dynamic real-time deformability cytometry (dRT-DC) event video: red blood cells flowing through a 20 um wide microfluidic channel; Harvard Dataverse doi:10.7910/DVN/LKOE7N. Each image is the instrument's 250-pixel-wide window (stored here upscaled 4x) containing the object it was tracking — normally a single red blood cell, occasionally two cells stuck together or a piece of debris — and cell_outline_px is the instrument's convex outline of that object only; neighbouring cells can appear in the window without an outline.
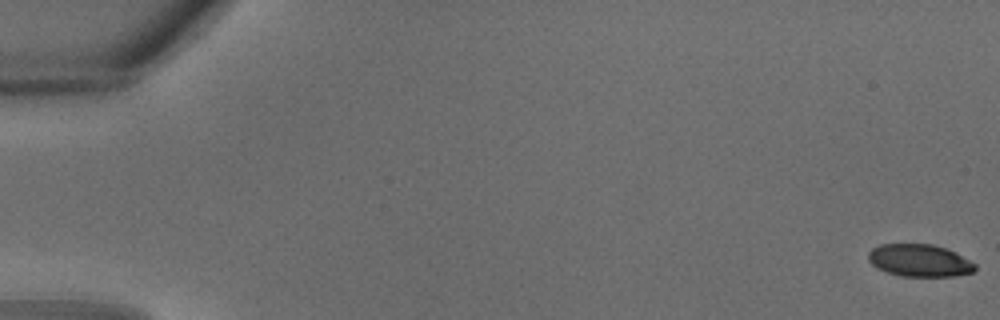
{"species": "common noctule bat (a hibernating species)", "species_latin": "Nyctalus noctula", "temperature_condition": "warm", "stored_images_in_passage": 9, "camera_frame_rate_fps": 3000, "um_per_image_px": 0.085, "animal": {"sex": "male", "body_mass_g": 18.8}, "frame": {"image": 1, "passage_image": 1, "time_ms": 0.0, "image_size_px": [1000, 320], "cell_outline_px": [[976, 268], [972, 272], [952, 276], [900, 276], [876, 268], [868, 260], [868, 252], [872, 248], [880, 244], [932, 244], [956, 252], [976, 264]], "centroid_in_image_um": [78.13, 22.13], "position_along_channel_um": 6.9, "area_um2": 20.11}}